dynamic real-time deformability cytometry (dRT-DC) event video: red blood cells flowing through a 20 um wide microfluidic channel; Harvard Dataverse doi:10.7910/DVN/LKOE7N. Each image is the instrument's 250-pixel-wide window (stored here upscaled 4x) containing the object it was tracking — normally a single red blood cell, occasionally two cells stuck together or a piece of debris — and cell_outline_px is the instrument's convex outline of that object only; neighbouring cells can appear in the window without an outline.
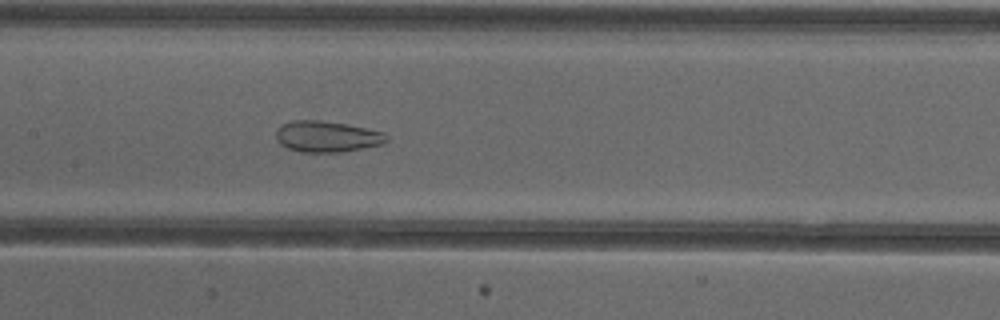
{"species": "common noctule bat (a hibernating species)", "species_latin": "Nyctalus noctula", "temperature_condition": "cold", "stored_images_in_passage": 54, "camera_frame_rate_fps": 3000, "um_per_image_px": 0.085, "animal": {"sex": "female"}, "frame": {"image": 1, "passage_image": 27, "time_ms": 8.667, "image_size_px": [1000, 320], "cell_outline_px": [[388, 140], [384, 144], [344, 152], [300, 152], [288, 148], [280, 144], [276, 140], [276, 128], [280, 124], [292, 120], [320, 120], [344, 124], [384, 132], [388, 136]], "centroid_in_image_um": [27.77, 11.61], "position_along_channel_um": 179.6, "area_um2": 20.23}}
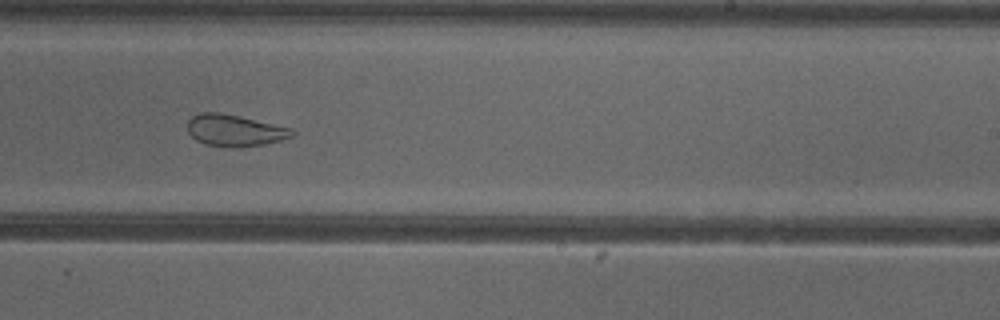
{"frame": {"image": 2, "passage_image": 34, "time_ms": 11.0, "image_size_px": [1000, 320], "cell_outline_px": [[296, 136], [264, 144], [204, 144], [196, 140], [188, 132], [188, 120], [192, 116], [200, 112], [220, 112], [292, 128], [296, 132]], "centroid_in_image_um": [19.96, 11.03], "position_along_channel_um": 269.0, "area_um2": 18.5}}
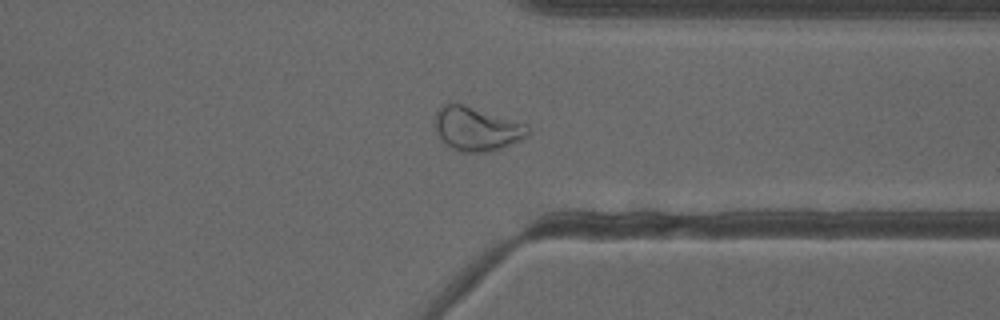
{"frame": {"image": 3, "passage_image": 42, "time_ms": 13.667, "image_size_px": [1000, 320], "cell_outline_px": [[528, 136], [512, 144], [500, 148], [484, 152], [460, 152], [452, 148], [440, 136], [436, 128], [436, 112], [440, 104], [464, 104], [524, 124], [528, 128]], "centroid_in_image_um": [40.5, 10.95], "position_along_channel_um": 370.9, "area_um2": 23.12}, "authors_computed_cell_mechanics": {"area_um2": 26.7036, "velocity_mm_per_s": 3.8601, "shape_relaxation_time_tau1_ms": null, "shape_relaxation_time_tau2_ms": 1.6728, "deformation_change_tau1": null, "deformation_change_tau2": 0.0885}}